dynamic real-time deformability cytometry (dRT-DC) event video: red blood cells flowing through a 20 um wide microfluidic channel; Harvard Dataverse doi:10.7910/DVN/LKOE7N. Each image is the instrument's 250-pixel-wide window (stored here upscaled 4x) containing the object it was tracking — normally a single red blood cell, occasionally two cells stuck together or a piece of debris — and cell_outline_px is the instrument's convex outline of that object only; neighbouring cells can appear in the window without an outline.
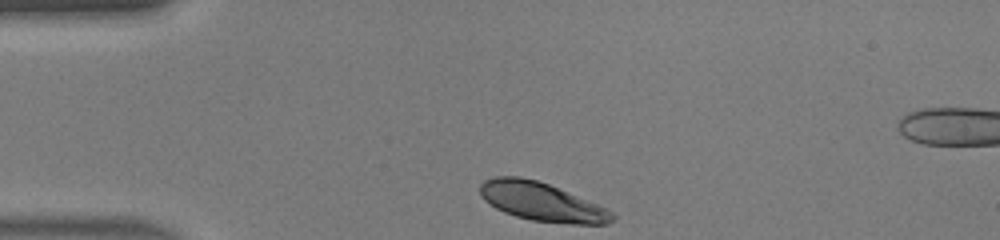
{"species": "human", "species_latin": "Homo sapiens", "temperature_condition": "warm", "stored_images_in_passage": 29, "camera_frame_rate_fps": 3000, "um_per_image_px": 0.085, "donor": {"sex": "male"}, "frame": {"image": 1, "passage_image": 1, "time_ms": 0.0, "image_size_px": [1000, 240], "cell_outline_px": [[616, 216], [608, 224], [568, 224], [532, 220], [516, 216], [504, 212], [496, 208], [484, 200], [480, 196], [480, 184], [484, 180], [492, 176], [520, 176], [536, 180], [548, 184], [596, 204], [612, 212]], "centroid_in_image_um": [45.99, 17.15], "position_along_channel_um": 39.0, "area_um2": 29.48}}
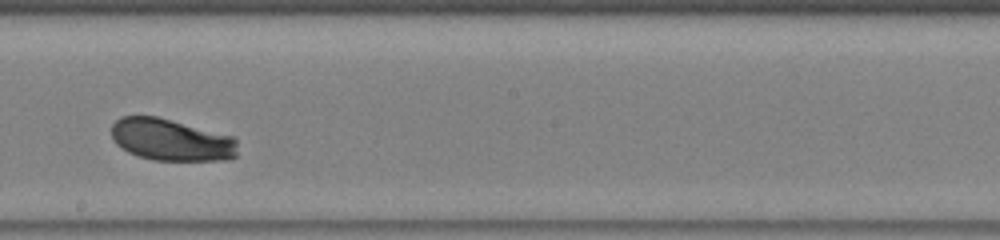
{"frame": {"image": 2, "passage_image": 17, "time_ms": 5.333, "image_size_px": [1000, 240], "cell_outline_px": [[236, 156], [232, 160], [152, 160], [128, 152], [116, 144], [112, 140], [112, 124], [120, 116], [156, 116], [232, 136], [236, 140]], "centroid_in_image_um": [14.53, 11.89], "position_along_channel_um": 233.7, "area_um2": 30.75}}
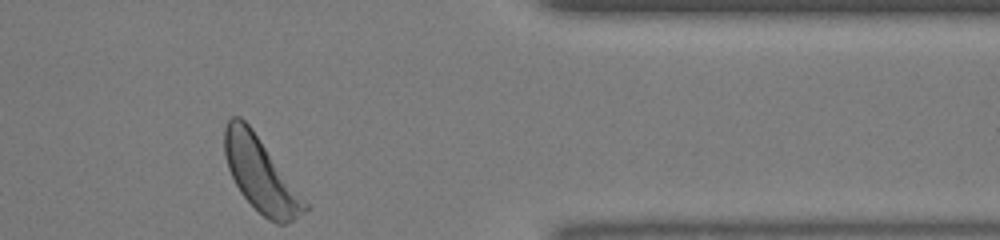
{"frame": {"image": 3, "passage_image": 29, "time_ms": 9.333, "image_size_px": [1000, 240], "cell_outline_px": [[312, 208], [292, 220], [284, 224], [276, 224], [268, 220], [240, 192], [228, 168], [224, 152], [224, 128], [228, 120], [232, 116], [240, 116], [252, 128]], "centroid_in_image_um": [22.17, 14.84], "position_along_channel_um": 389.2, "area_um2": 34.33}, "authors_computed_cell_mechanics": {"area_um2": 31.2698, "velocity_mm_per_s": 4.3697, "shape_relaxation_time_tau1_ms": 1.4037, "shape_relaxation_time_tau2_ms": null, "deformation_change_tau1": 0.1112, "deformation_change_tau2": null}}